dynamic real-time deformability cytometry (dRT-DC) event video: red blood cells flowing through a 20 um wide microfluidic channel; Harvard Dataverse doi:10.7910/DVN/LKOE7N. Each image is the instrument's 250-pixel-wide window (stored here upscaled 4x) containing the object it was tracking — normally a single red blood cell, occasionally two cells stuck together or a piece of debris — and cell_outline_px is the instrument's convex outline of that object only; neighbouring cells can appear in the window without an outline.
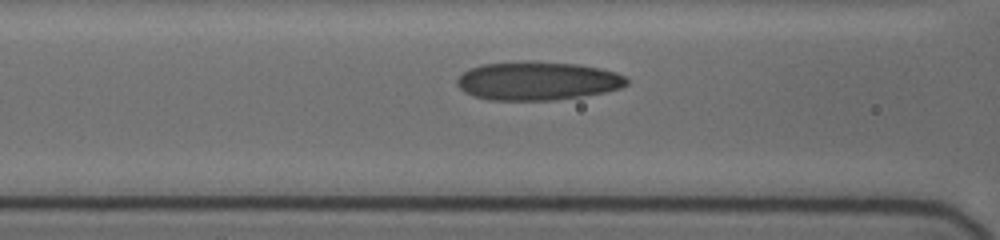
{"species": "human", "species_latin": "Homo sapiens", "temperature_condition": "cold", "stored_images_in_passage": 22, "camera_frame_rate_fps": 3000, "um_per_image_px": 0.085, "donor": {"sex": "female"}, "frame": {"image": 1, "passage_image": 4, "time_ms": 1.333, "image_size_px": [1000, 240], "cell_outline_px": [[628, 84], [620, 88], [604, 92], [580, 96], [552, 100], [488, 100], [472, 96], [464, 92], [456, 84], [456, 80], [468, 68], [484, 64], [528, 60], [576, 64], [600, 68], [616, 72], [624, 76], [628, 80]], "centroid_in_image_um": [45.65, 6.87], "position_along_channel_um": 120.9, "area_um2": 38.26}}
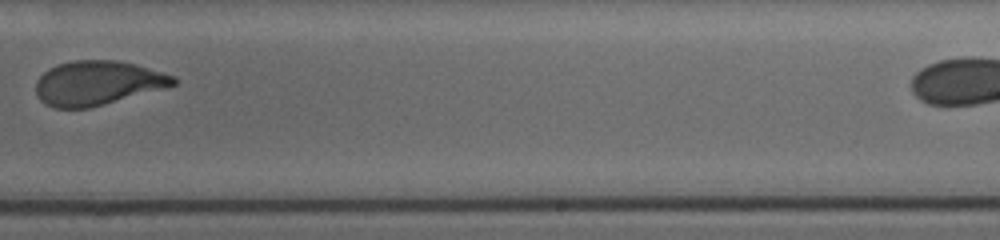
{"frame": {"image": 2, "passage_image": 13, "time_ms": 5.667, "image_size_px": [1000, 240], "cell_outline_px": [[180, 80], [176, 84], [164, 88], [104, 104], [88, 108], [52, 108], [44, 104], [40, 100], [36, 92], [36, 80], [48, 68], [72, 60], [116, 60], [136, 64], [176, 76]], "centroid_in_image_um": [8.29, 7.05], "position_along_channel_um": 280.7, "area_um2": 35.6}}
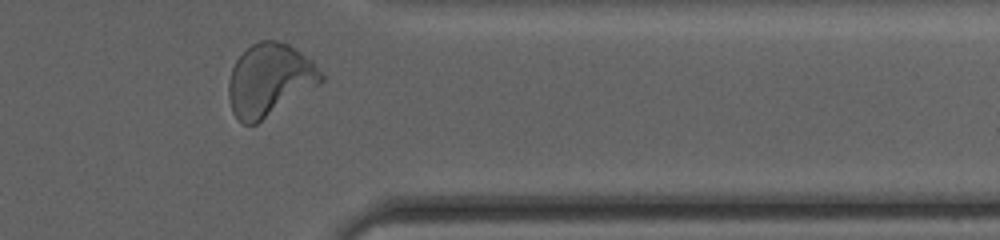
{"frame": {"image": 3, "passage_image": 19, "time_ms": 8.667, "image_size_px": [1000, 240], "cell_outline_px": [[324, 80], [320, 84], [256, 124], [244, 124], [232, 112], [228, 96], [228, 80], [232, 68], [236, 60], [252, 44], [260, 40], [276, 40], [288, 44], [296, 48], [312, 60], [324, 76]], "centroid_in_image_um": [22.91, 6.78], "position_along_channel_um": 388.5, "area_um2": 38.96}}